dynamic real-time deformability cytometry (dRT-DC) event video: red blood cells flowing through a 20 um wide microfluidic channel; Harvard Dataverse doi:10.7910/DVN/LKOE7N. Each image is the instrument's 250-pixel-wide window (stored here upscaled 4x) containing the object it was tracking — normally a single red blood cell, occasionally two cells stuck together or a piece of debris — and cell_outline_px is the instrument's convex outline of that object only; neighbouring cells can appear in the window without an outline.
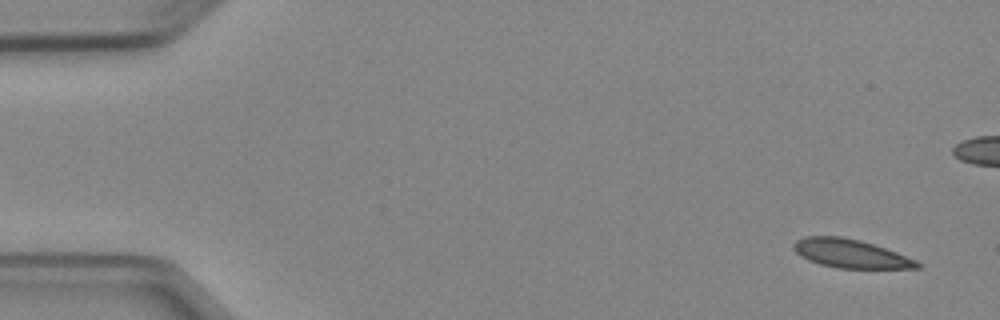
{"species": "Egyptian fruit bat (a non-hibernating species)", "species_latin": "Rousettus aegyptiacus", "temperature_condition": "cold", "stored_images_in_passage": 5, "camera_frame_rate_fps": 3000, "um_per_image_px": 0.085, "animal": {"sex": "female"}, "frame": {"image": 1, "passage_image": 1, "time_ms": 0.0, "image_size_px": [1000, 320], "cell_outline_px": [[924, 264], [920, 268], [840, 268], [820, 264], [808, 260], [800, 256], [792, 248], [792, 244], [796, 240], [804, 236], [840, 236], [860, 240], [896, 252], [916, 260]], "centroid_in_image_um": [72.28, 21.55], "position_along_channel_um": 12.7, "area_um2": 20.58}}
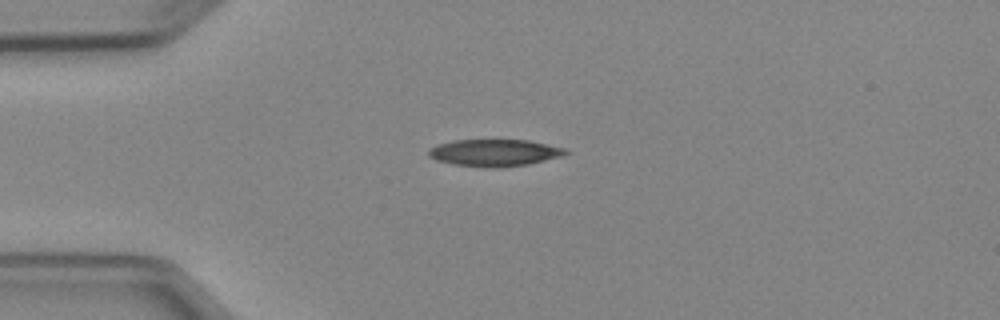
{"frame": {"image": 2, "passage_image": 5, "time_ms": 5.333, "image_size_px": [1000, 320], "cell_outline_px": [[568, 152], [560, 156], [528, 164], [500, 168], [488, 168], [452, 164], [436, 160], [428, 156], [428, 148], [436, 144], [452, 140], [528, 140], [564, 148]], "centroid_in_image_um": [41.95, 12.98], "position_along_channel_um": 43.1, "area_um2": 21.56}}